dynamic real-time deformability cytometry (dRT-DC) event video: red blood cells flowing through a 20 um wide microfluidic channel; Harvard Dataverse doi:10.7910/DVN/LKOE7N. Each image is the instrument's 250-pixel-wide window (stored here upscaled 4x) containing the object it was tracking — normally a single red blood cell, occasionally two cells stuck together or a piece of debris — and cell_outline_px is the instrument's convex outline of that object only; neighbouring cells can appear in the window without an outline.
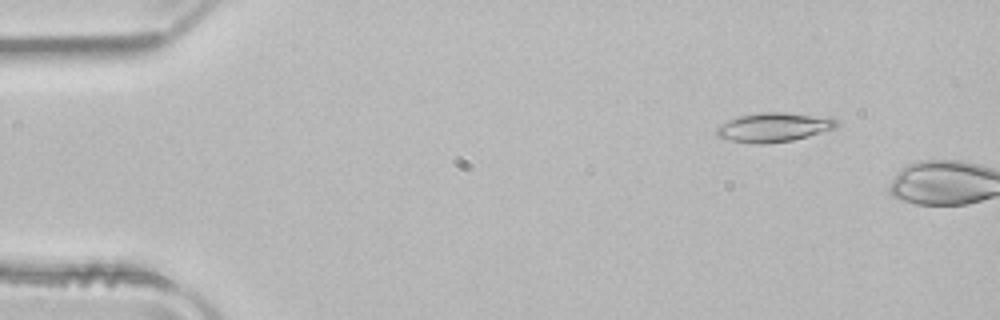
{"species": "common noctule bat (a hibernating species)", "species_latin": "Nyctalus noctula", "temperature_condition": "room temperature", "stored_images_in_passage": 7, "camera_frame_rate_fps": 3000, "um_per_image_px": 0.085, "animal": {"sex": "male", "body_mass_g": 21.5, "forearm_length_mm": 52.0}, "frame": {"image": 1, "passage_image": 5, "time_ms": 1.333, "image_size_px": [1000, 320], "cell_outline_px": [[840, 124], [836, 128], [808, 136], [792, 140], [760, 144], [756, 144], [728, 140], [716, 136], [716, 128], [720, 124], [728, 120], [740, 116], [760, 112], [784, 112], [832, 116]], "centroid_in_image_um": [65.81, 10.8], "position_along_channel_um": 19.2, "area_um2": 20.69}}